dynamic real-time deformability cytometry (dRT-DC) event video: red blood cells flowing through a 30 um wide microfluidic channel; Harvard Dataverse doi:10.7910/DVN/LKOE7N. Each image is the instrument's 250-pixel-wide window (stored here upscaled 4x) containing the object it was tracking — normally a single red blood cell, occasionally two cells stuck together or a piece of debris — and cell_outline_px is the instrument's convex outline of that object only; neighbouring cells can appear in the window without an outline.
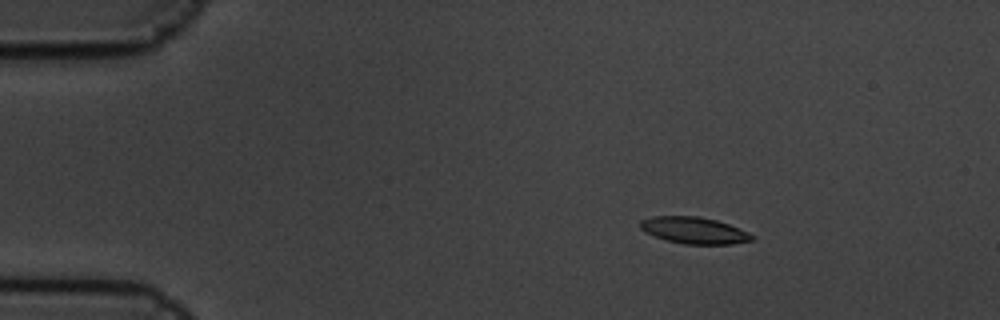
{"species": "common noctule bat (a hibernating species)", "species_latin": "Nyctalus noctula", "temperature_condition": "cold", "stored_images_in_passage": 6, "camera_frame_rate_fps": 3000, "um_per_image_px": 0.085, "animal": {"sex": "male", "body_mass_g": 19.5, "forearm_length_mm": 54.6}, "frame": {"image": 1, "passage_image": 3, "time_ms": 0.667, "image_size_px": [1000, 320], "cell_outline_px": [[756, 236], [752, 240], [732, 244], [684, 244], [668, 240], [644, 232], [640, 228], [640, 220], [652, 216], [696, 216], [716, 220], [728, 224], [748, 232]], "centroid_in_image_um": [58.99, 19.58], "position_along_channel_um": 26.0, "area_um2": 17.22}}
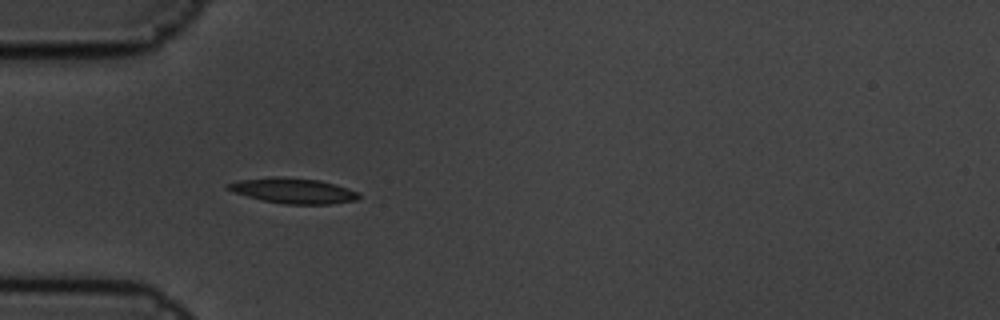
{"frame": {"image": 2, "passage_image": 5, "time_ms": 1.333, "image_size_px": [1000, 320], "cell_outline_px": [[360, 196], [356, 200], [328, 204], [284, 204], [264, 200], [248, 196], [224, 188], [224, 184], [240, 180], [276, 176], [280, 176], [320, 180], [336, 184], [360, 192]], "centroid_in_image_um": [24.94, 16.2], "position_along_channel_um": 60.1, "area_um2": 19.31}}